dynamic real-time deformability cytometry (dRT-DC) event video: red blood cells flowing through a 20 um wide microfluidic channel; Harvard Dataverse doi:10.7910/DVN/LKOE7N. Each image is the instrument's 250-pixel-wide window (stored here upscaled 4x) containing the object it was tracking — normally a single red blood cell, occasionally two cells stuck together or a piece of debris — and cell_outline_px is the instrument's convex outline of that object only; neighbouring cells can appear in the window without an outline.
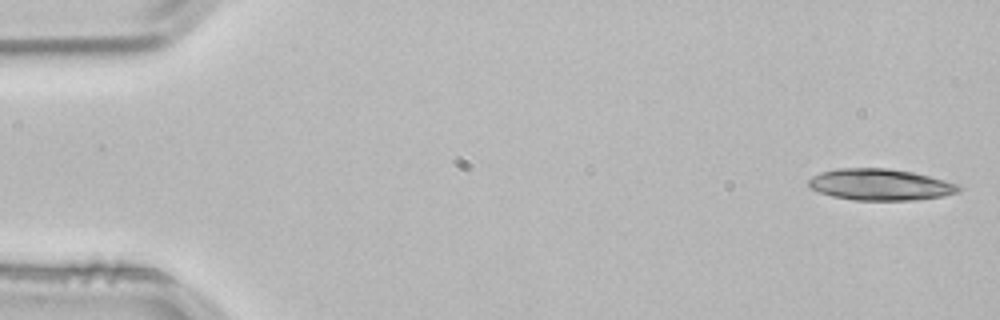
{"species": "common noctule bat (a hibernating species)", "species_latin": "Nyctalus noctula", "temperature_condition": "room temperature", "stored_images_in_passage": 25, "camera_frame_rate_fps": 3000, "um_per_image_px": 0.085, "animal": {"sex": "male", "body_mass_g": 21.5, "forearm_length_mm": 52.0}, "frame": {"image": 1, "passage_image": 1, "time_ms": 0.0, "image_size_px": [1000, 320], "cell_outline_px": [[964, 188], [960, 192], [944, 196], [916, 200], [852, 200], [832, 196], [808, 188], [808, 180], [812, 176], [820, 172], [840, 168], [888, 168], [912, 172], [944, 180], [956, 184]], "centroid_in_image_um": [74.82, 15.7], "position_along_channel_um": 10.2, "area_um2": 27.63}}
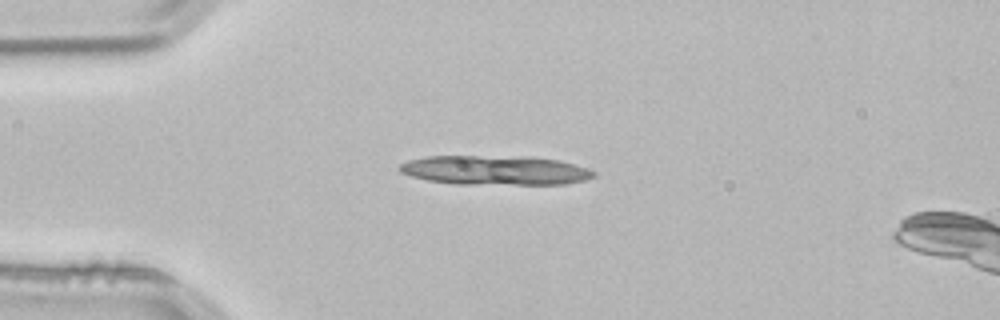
{"frame": {"image": 2, "passage_image": 12, "time_ms": 3.667, "image_size_px": [1000, 320], "cell_outline_px": [[596, 176], [588, 180], [568, 184], [452, 184], [428, 180], [412, 176], [400, 172], [400, 164], [408, 160], [428, 156], [532, 156], [560, 160], [596, 172]], "centroid_in_image_um": [42.12, 14.47], "position_along_channel_um": 42.9, "area_um2": 33.47}}